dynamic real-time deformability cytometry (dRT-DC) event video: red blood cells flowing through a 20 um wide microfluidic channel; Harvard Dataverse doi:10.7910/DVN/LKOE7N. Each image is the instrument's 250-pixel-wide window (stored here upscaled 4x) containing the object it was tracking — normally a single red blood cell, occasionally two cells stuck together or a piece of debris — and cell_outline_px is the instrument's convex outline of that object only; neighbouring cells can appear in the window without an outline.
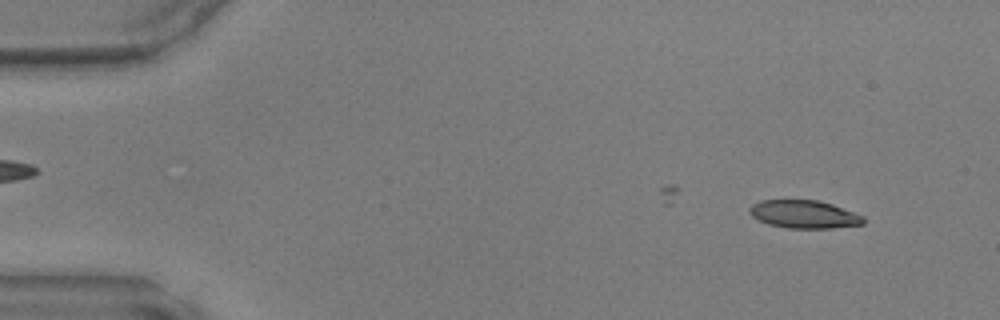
{"species": "common noctule bat (a hibernating species)", "species_latin": "Nyctalus noctula", "temperature_condition": "warm", "stored_images_in_passage": 45, "camera_frame_rate_fps": 3000, "um_per_image_px": 0.085, "animal": {"sex": "male", "body_mass_g": 17.9, "forearm_length_mm": 54.2}, "frame": {"image": 1, "passage_image": 4, "time_ms": 1.0, "image_size_px": [1000, 320], "cell_outline_px": [[864, 224], [832, 228], [788, 228], [768, 224], [752, 216], [748, 212], [748, 208], [752, 204], [760, 200], [816, 200], [832, 204], [864, 216]], "centroid_in_image_um": [68.33, 18.21], "position_along_channel_um": 16.7, "area_um2": 18.55}}
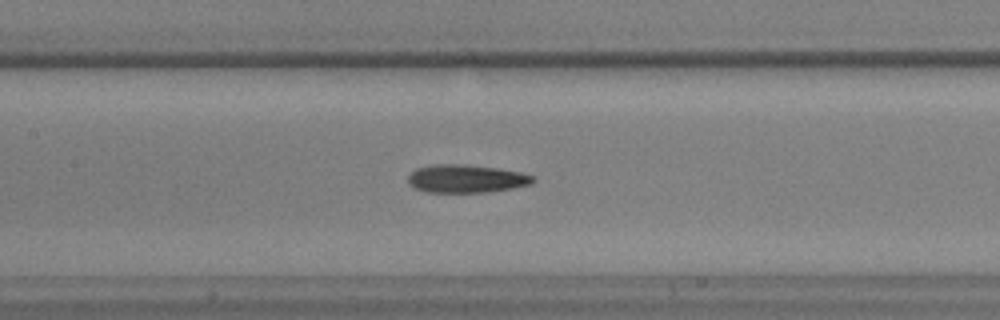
{"frame": {"image": 2, "passage_image": 22, "time_ms": 7.0, "image_size_px": [1000, 320], "cell_outline_px": [[536, 180], [532, 184], [512, 188], [488, 192], [424, 192], [412, 188], [408, 184], [408, 176], [416, 168], [436, 164], [464, 164], [496, 168], [520, 172], [536, 176]], "centroid_in_image_um": [39.62, 15.19], "position_along_channel_um": 167.8, "area_um2": 20.63}}
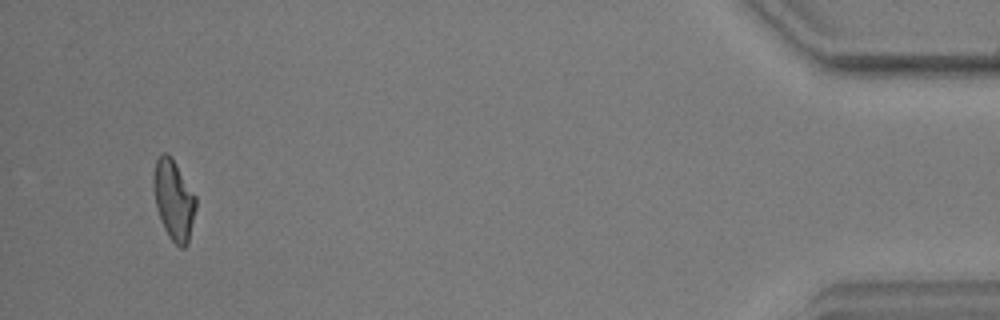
{"frame": {"image": 3, "passage_image": 45, "time_ms": 14.667, "image_size_px": [1000, 320], "cell_outline_px": [[196, 208], [188, 244], [184, 248], [180, 248], [168, 236], [164, 228], [156, 208], [152, 184], [152, 176], [156, 160], [164, 152], [168, 152], [172, 156], [196, 196]], "centroid_in_image_um": [14.76, 16.97], "position_along_channel_um": 420.4, "area_um2": 20.06}}